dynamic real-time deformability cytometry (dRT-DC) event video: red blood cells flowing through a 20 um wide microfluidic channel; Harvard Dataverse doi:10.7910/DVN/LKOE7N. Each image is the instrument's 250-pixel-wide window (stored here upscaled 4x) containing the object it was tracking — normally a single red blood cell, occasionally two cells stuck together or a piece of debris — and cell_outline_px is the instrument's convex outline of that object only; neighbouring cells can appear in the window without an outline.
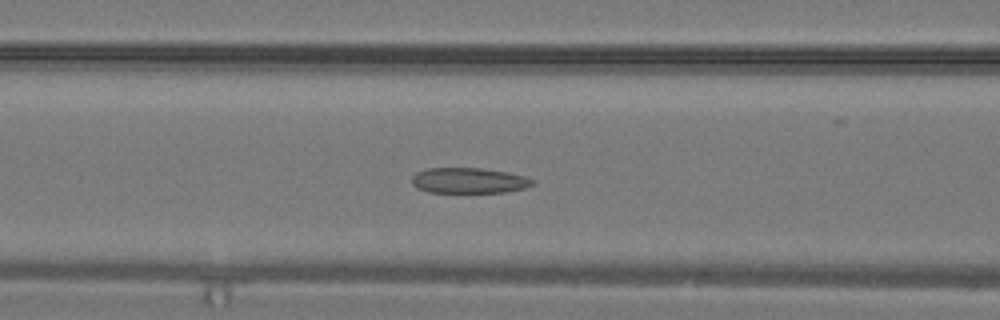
{"species": "common noctule bat (a hibernating species)", "species_latin": "Nyctalus noctula", "temperature_condition": "warm", "stored_images_in_passage": 32, "camera_frame_rate_fps": 3000, "um_per_image_px": 0.085, "animal": {"sex": "male", "body_mass_g": 19.2, "forearm_length_mm": 51.8}, "frame": {"image": 1, "passage_image": 14, "time_ms": 4.333, "image_size_px": [1000, 320], "cell_outline_px": [[536, 184], [528, 188], [508, 192], [428, 192], [416, 188], [412, 184], [412, 176], [416, 172], [428, 168], [480, 168], [508, 172], [524, 176], [536, 180]], "centroid_in_image_um": [39.9, 15.35], "position_along_channel_um": 126.7, "area_um2": 18.21}}
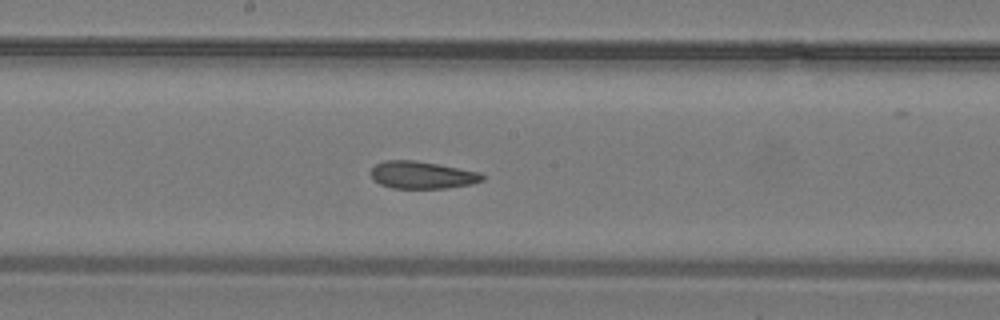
{"frame": {"image": 2, "passage_image": 18, "time_ms": 5.667, "image_size_px": [1000, 320], "cell_outline_px": [[484, 180], [472, 184], [448, 188], [392, 188], [380, 184], [372, 180], [368, 172], [376, 164], [384, 160], [412, 160], [436, 164], [480, 172], [484, 176]], "centroid_in_image_um": [35.83, 14.88], "position_along_channel_um": 212.4, "area_um2": 17.86}}
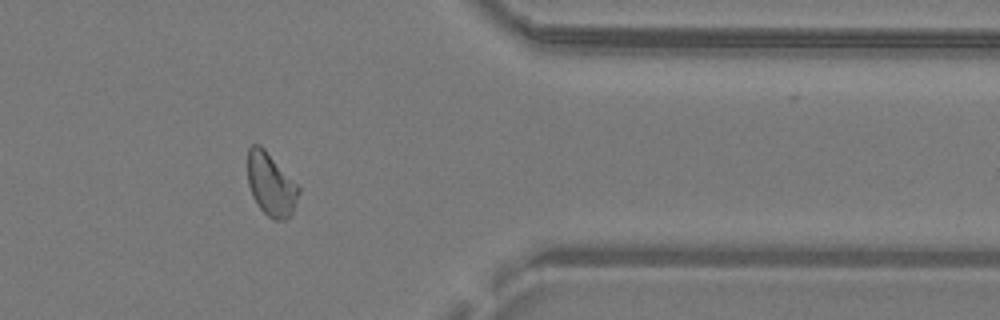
{"frame": {"image": 3, "passage_image": 27, "time_ms": 8.667, "image_size_px": [1000, 320], "cell_outline_px": [[300, 192], [292, 212], [284, 220], [272, 220], [260, 208], [252, 196], [248, 184], [248, 148], [252, 144], [260, 144], [300, 184]], "centroid_in_image_um": [23.05, 15.65], "position_along_channel_um": 388.3, "area_um2": 19.02}}